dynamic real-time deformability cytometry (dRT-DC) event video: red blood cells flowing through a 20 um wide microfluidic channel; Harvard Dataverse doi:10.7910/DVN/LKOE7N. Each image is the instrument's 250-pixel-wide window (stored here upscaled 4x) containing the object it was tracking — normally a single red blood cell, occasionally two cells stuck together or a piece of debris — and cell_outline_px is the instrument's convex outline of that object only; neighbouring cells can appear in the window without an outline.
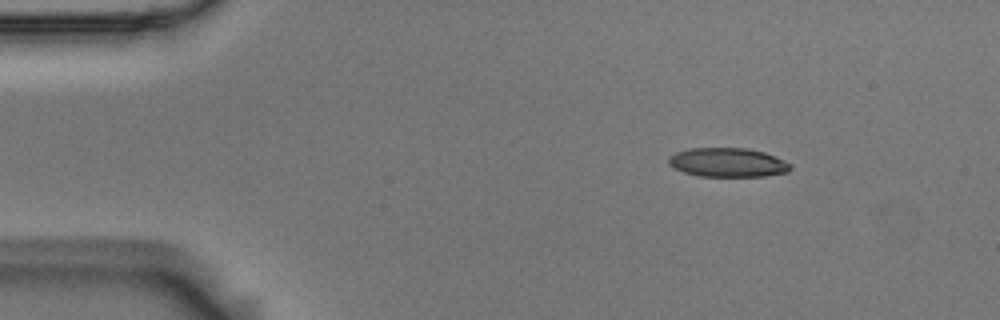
{"species": "Egyptian fruit bat (a non-hibernating species)", "species_latin": "Rousettus aegyptiacus", "temperature_condition": "room temperature", "stored_images_in_passage": 47, "camera_frame_rate_fps": 3000, "um_per_image_px": 0.085, "animal": {"sex": "male"}, "frame": {"image": 1, "passage_image": 1, "time_ms": 0.0, "image_size_px": [1000, 320], "cell_outline_px": [[792, 168], [788, 172], [764, 176], [696, 176], [684, 172], [668, 164], [668, 156], [676, 152], [688, 148], [748, 148], [764, 152], [784, 160], [792, 164]], "centroid_in_image_um": [61.86, 13.8], "position_along_channel_um": 23.1, "area_um2": 20.75}}
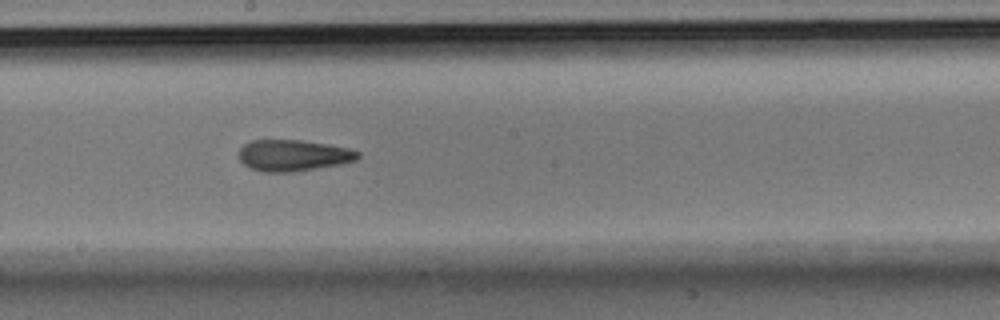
{"frame": {"image": 2, "passage_image": 23, "time_ms": 7.333, "image_size_px": [1000, 320], "cell_outline_px": [[360, 156], [356, 160], [340, 164], [296, 172], [264, 172], [252, 168], [244, 164], [240, 160], [240, 148], [244, 144], [252, 140], [300, 140], [328, 144], [348, 148], [360, 152]], "centroid_in_image_um": [24.94, 13.21], "position_along_channel_um": 223.3, "area_um2": 21.68}}
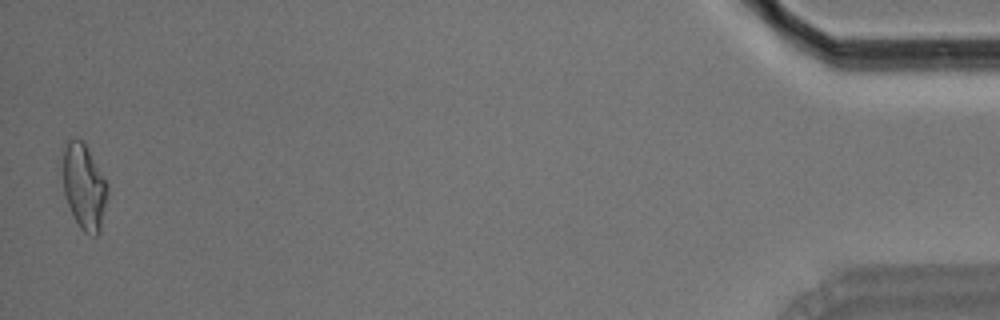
{"frame": {"image": 3, "passage_image": 47, "time_ms": 15.333, "image_size_px": [1000, 320], "cell_outline_px": [[108, 196], [100, 232], [96, 236], [84, 232], [80, 228], [64, 196], [64, 148], [68, 136], [76, 136], [84, 140], [108, 184]], "centroid_in_image_um": [7.17, 15.81], "position_along_channel_um": 428.0, "area_um2": 22.54}, "authors_computed_cell_mechanics": {"area_um2": 21.7328, "velocity_mm_per_s": 3.7106, "shape_relaxation_time_tau1_ms": 4.6275, "shape_relaxation_time_tau2_ms": 3.1631, "deformation_change_tau1": 0.1654, "deformation_change_tau2": 0.1207}}